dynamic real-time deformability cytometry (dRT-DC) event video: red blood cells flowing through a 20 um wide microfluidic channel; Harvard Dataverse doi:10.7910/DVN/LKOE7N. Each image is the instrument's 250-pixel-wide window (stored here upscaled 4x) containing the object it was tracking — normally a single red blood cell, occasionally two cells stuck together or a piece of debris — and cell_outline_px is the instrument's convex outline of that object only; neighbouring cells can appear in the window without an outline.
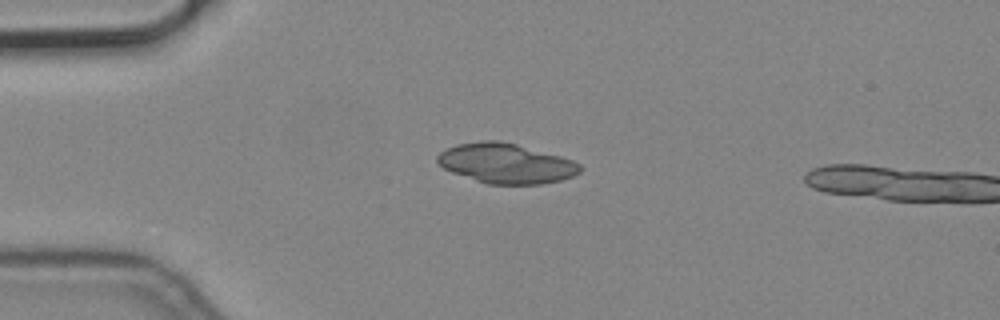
{"species": "common noctule bat (a hibernating species)", "species_latin": "Nyctalus noctula", "temperature_condition": "cold", "stored_images_in_passage": 2, "camera_frame_rate_fps": 3000, "um_per_image_px": 0.085, "animal": {"sex": "male", "body_mass_g": 19.2, "forearm_length_mm": 51.8}, "frame": {"image": 1, "passage_image": 1, "time_ms": 0.0, "image_size_px": [1000, 320], "cell_outline_px": [[584, 168], [580, 172], [572, 176], [560, 180], [540, 184], [488, 184], [452, 172], [444, 168], [436, 160], [436, 156], [440, 152], [456, 144], [480, 140], [500, 140], [516, 144], [560, 156], [572, 160], [580, 164]], "centroid_in_image_um": [43.01, 13.88], "position_along_channel_um": 42.0, "area_um2": 33.06}}